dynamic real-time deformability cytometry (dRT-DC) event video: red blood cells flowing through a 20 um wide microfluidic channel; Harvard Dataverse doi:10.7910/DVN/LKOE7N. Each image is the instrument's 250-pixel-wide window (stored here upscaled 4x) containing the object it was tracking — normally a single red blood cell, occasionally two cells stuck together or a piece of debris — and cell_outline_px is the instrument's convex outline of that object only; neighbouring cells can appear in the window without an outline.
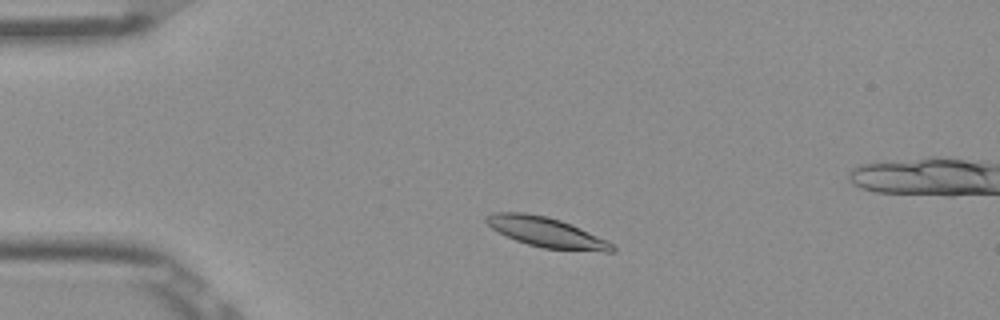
{"species": "Egyptian fruit bat (a non-hibernating species)", "species_latin": "Rousettus aegyptiacus", "temperature_condition": "room temperature", "stored_images_in_passage": 49, "camera_frame_rate_fps": 3000, "um_per_image_px": 0.085, "frame": {"image": 1, "passage_image": 7, "time_ms": 2.0, "image_size_px": [1000, 320], "cell_outline_px": [[616, 252], [604, 252], [544, 248], [528, 244], [516, 240], [492, 228], [484, 220], [484, 216], [496, 212], [524, 212], [548, 216], [560, 220], [580, 228], [612, 244], [616, 248]], "centroid_in_image_um": [46.43, 19.73], "position_along_channel_um": 38.6, "area_um2": 21.68}}
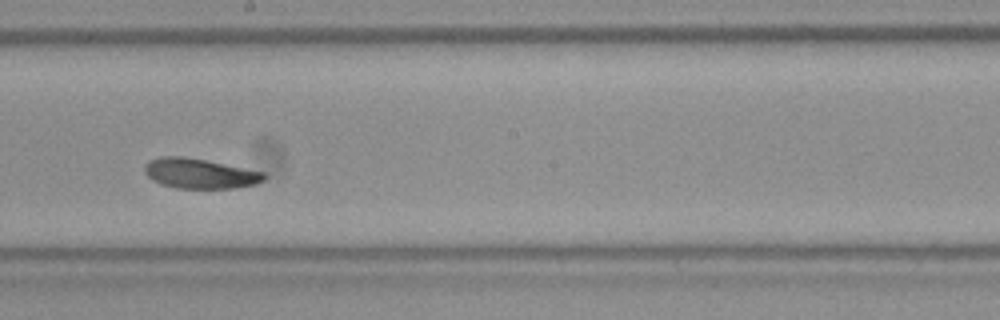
{"frame": {"image": 2, "passage_image": 25, "time_ms": 8.0, "image_size_px": [1000, 320], "cell_outline_px": [[268, 176], [264, 180], [256, 184], [236, 188], [176, 188], [160, 184], [152, 180], [144, 172], [144, 164], [148, 160], [160, 156], [184, 156], [264, 172]], "centroid_in_image_um": [16.95, 14.75], "position_along_channel_um": 231.2, "area_um2": 20.98}}
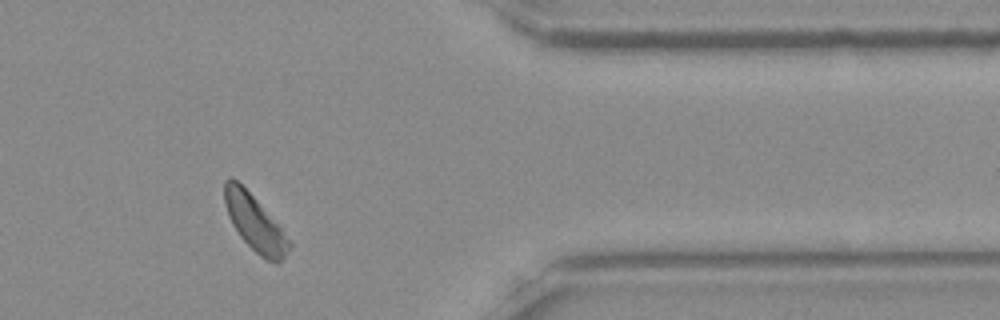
{"frame": {"image": 3, "passage_image": 39, "time_ms": 12.667, "image_size_px": [1000, 320], "cell_outline_px": [[292, 244], [280, 264], [276, 264], [260, 256], [240, 236], [232, 224], [228, 216], [224, 204], [224, 180], [228, 176], [232, 176], [256, 200], [280, 228]], "centroid_in_image_um": [21.62, 18.95], "position_along_channel_um": 389.8, "area_um2": 20.58}, "authors_computed_cell_mechanics": {"area_um2": 21.386, "velocity_mm_per_s": 3.8124, "shape_relaxation_time_tau1_ms": 3.045, "shape_relaxation_time_tau2_ms": 6.0844, "deformation_change_tau1": 0.0938, "deformation_change_tau2": 0.1206}}